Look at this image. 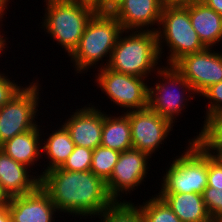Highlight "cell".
<instances>
[{"label": "cell", "mask_w": 222, "mask_h": 222, "mask_svg": "<svg viewBox=\"0 0 222 222\" xmlns=\"http://www.w3.org/2000/svg\"><path fill=\"white\" fill-rule=\"evenodd\" d=\"M131 126L132 146L152 157L167 139L174 124L160 116L149 107L141 110L128 111Z\"/></svg>", "instance_id": "10"}, {"label": "cell", "mask_w": 222, "mask_h": 222, "mask_svg": "<svg viewBox=\"0 0 222 222\" xmlns=\"http://www.w3.org/2000/svg\"><path fill=\"white\" fill-rule=\"evenodd\" d=\"M41 126L37 125L35 128L24 133L15 135L12 139L6 141L0 146L9 157L20 164L30 168L34 166L42 155L41 142L42 132ZM40 131V132H39ZM41 136V137H40ZM39 158V159H38Z\"/></svg>", "instance_id": "18"}, {"label": "cell", "mask_w": 222, "mask_h": 222, "mask_svg": "<svg viewBox=\"0 0 222 222\" xmlns=\"http://www.w3.org/2000/svg\"><path fill=\"white\" fill-rule=\"evenodd\" d=\"M207 186L222 189V163L208 152Z\"/></svg>", "instance_id": "30"}, {"label": "cell", "mask_w": 222, "mask_h": 222, "mask_svg": "<svg viewBox=\"0 0 222 222\" xmlns=\"http://www.w3.org/2000/svg\"><path fill=\"white\" fill-rule=\"evenodd\" d=\"M162 67H159L157 72L154 73H157L156 76L162 80H158V83L154 86L155 88L149 86L148 107L175 124L177 122L175 121L177 120L176 117L182 113L183 109L187 108L186 103L189 99L194 98L193 94L196 95V93L176 67L173 65H167L166 67L162 65ZM184 95L188 96L185 97Z\"/></svg>", "instance_id": "7"}, {"label": "cell", "mask_w": 222, "mask_h": 222, "mask_svg": "<svg viewBox=\"0 0 222 222\" xmlns=\"http://www.w3.org/2000/svg\"><path fill=\"white\" fill-rule=\"evenodd\" d=\"M214 158L222 163V140H197Z\"/></svg>", "instance_id": "31"}, {"label": "cell", "mask_w": 222, "mask_h": 222, "mask_svg": "<svg viewBox=\"0 0 222 222\" xmlns=\"http://www.w3.org/2000/svg\"><path fill=\"white\" fill-rule=\"evenodd\" d=\"M10 201V197L3 190L2 185L0 183V207L6 206Z\"/></svg>", "instance_id": "37"}, {"label": "cell", "mask_w": 222, "mask_h": 222, "mask_svg": "<svg viewBox=\"0 0 222 222\" xmlns=\"http://www.w3.org/2000/svg\"><path fill=\"white\" fill-rule=\"evenodd\" d=\"M74 4L85 6L95 13H102V0H68Z\"/></svg>", "instance_id": "32"}, {"label": "cell", "mask_w": 222, "mask_h": 222, "mask_svg": "<svg viewBox=\"0 0 222 222\" xmlns=\"http://www.w3.org/2000/svg\"><path fill=\"white\" fill-rule=\"evenodd\" d=\"M5 74L0 72V107L9 102L23 86L10 80Z\"/></svg>", "instance_id": "29"}, {"label": "cell", "mask_w": 222, "mask_h": 222, "mask_svg": "<svg viewBox=\"0 0 222 222\" xmlns=\"http://www.w3.org/2000/svg\"><path fill=\"white\" fill-rule=\"evenodd\" d=\"M202 2L222 16V0H203Z\"/></svg>", "instance_id": "35"}, {"label": "cell", "mask_w": 222, "mask_h": 222, "mask_svg": "<svg viewBox=\"0 0 222 222\" xmlns=\"http://www.w3.org/2000/svg\"><path fill=\"white\" fill-rule=\"evenodd\" d=\"M154 196L138 206L143 222H182L158 194Z\"/></svg>", "instance_id": "22"}, {"label": "cell", "mask_w": 222, "mask_h": 222, "mask_svg": "<svg viewBox=\"0 0 222 222\" xmlns=\"http://www.w3.org/2000/svg\"><path fill=\"white\" fill-rule=\"evenodd\" d=\"M12 216L8 205L0 207V222H11Z\"/></svg>", "instance_id": "36"}, {"label": "cell", "mask_w": 222, "mask_h": 222, "mask_svg": "<svg viewBox=\"0 0 222 222\" xmlns=\"http://www.w3.org/2000/svg\"><path fill=\"white\" fill-rule=\"evenodd\" d=\"M185 151L171 161L162 177L159 193L203 194L208 179V151L197 141L188 140Z\"/></svg>", "instance_id": "5"}, {"label": "cell", "mask_w": 222, "mask_h": 222, "mask_svg": "<svg viewBox=\"0 0 222 222\" xmlns=\"http://www.w3.org/2000/svg\"><path fill=\"white\" fill-rule=\"evenodd\" d=\"M120 153V151L106 148L101 145L97 146L93 150L90 171L106 182L112 175Z\"/></svg>", "instance_id": "24"}, {"label": "cell", "mask_w": 222, "mask_h": 222, "mask_svg": "<svg viewBox=\"0 0 222 222\" xmlns=\"http://www.w3.org/2000/svg\"><path fill=\"white\" fill-rule=\"evenodd\" d=\"M163 6V0H123L112 14L123 30L156 32L153 26H159Z\"/></svg>", "instance_id": "14"}, {"label": "cell", "mask_w": 222, "mask_h": 222, "mask_svg": "<svg viewBox=\"0 0 222 222\" xmlns=\"http://www.w3.org/2000/svg\"><path fill=\"white\" fill-rule=\"evenodd\" d=\"M23 87L16 95L0 107V146L15 135L35 128L38 116L39 89L37 82Z\"/></svg>", "instance_id": "8"}, {"label": "cell", "mask_w": 222, "mask_h": 222, "mask_svg": "<svg viewBox=\"0 0 222 222\" xmlns=\"http://www.w3.org/2000/svg\"><path fill=\"white\" fill-rule=\"evenodd\" d=\"M123 0H102V13H113Z\"/></svg>", "instance_id": "33"}, {"label": "cell", "mask_w": 222, "mask_h": 222, "mask_svg": "<svg viewBox=\"0 0 222 222\" xmlns=\"http://www.w3.org/2000/svg\"><path fill=\"white\" fill-rule=\"evenodd\" d=\"M162 26V28H161ZM159 29L156 30L160 58L164 45L168 48L167 65H174L183 56L200 52L207 48L200 40L191 24L188 6L165 5L161 11ZM162 29V30H161ZM163 39V40H162Z\"/></svg>", "instance_id": "4"}, {"label": "cell", "mask_w": 222, "mask_h": 222, "mask_svg": "<svg viewBox=\"0 0 222 222\" xmlns=\"http://www.w3.org/2000/svg\"><path fill=\"white\" fill-rule=\"evenodd\" d=\"M191 24L201 42L207 48H214L222 41V16L204 2L189 5Z\"/></svg>", "instance_id": "17"}, {"label": "cell", "mask_w": 222, "mask_h": 222, "mask_svg": "<svg viewBox=\"0 0 222 222\" xmlns=\"http://www.w3.org/2000/svg\"><path fill=\"white\" fill-rule=\"evenodd\" d=\"M211 49L185 55L173 65L197 95L222 81V53Z\"/></svg>", "instance_id": "11"}, {"label": "cell", "mask_w": 222, "mask_h": 222, "mask_svg": "<svg viewBox=\"0 0 222 222\" xmlns=\"http://www.w3.org/2000/svg\"><path fill=\"white\" fill-rule=\"evenodd\" d=\"M202 197L212 221L217 222L222 218V189L207 186Z\"/></svg>", "instance_id": "26"}, {"label": "cell", "mask_w": 222, "mask_h": 222, "mask_svg": "<svg viewBox=\"0 0 222 222\" xmlns=\"http://www.w3.org/2000/svg\"><path fill=\"white\" fill-rule=\"evenodd\" d=\"M98 218L101 219L100 222H143L138 204L135 206L130 200L124 199L120 202H114L102 211Z\"/></svg>", "instance_id": "23"}, {"label": "cell", "mask_w": 222, "mask_h": 222, "mask_svg": "<svg viewBox=\"0 0 222 222\" xmlns=\"http://www.w3.org/2000/svg\"><path fill=\"white\" fill-rule=\"evenodd\" d=\"M31 172L0 149V183L9 197L31 193L40 186V178Z\"/></svg>", "instance_id": "16"}, {"label": "cell", "mask_w": 222, "mask_h": 222, "mask_svg": "<svg viewBox=\"0 0 222 222\" xmlns=\"http://www.w3.org/2000/svg\"><path fill=\"white\" fill-rule=\"evenodd\" d=\"M192 140H222V112L211 116Z\"/></svg>", "instance_id": "28"}, {"label": "cell", "mask_w": 222, "mask_h": 222, "mask_svg": "<svg viewBox=\"0 0 222 222\" xmlns=\"http://www.w3.org/2000/svg\"><path fill=\"white\" fill-rule=\"evenodd\" d=\"M203 0H163L165 5L169 6H188L191 4L202 2Z\"/></svg>", "instance_id": "34"}, {"label": "cell", "mask_w": 222, "mask_h": 222, "mask_svg": "<svg viewBox=\"0 0 222 222\" xmlns=\"http://www.w3.org/2000/svg\"><path fill=\"white\" fill-rule=\"evenodd\" d=\"M92 103L87 107L76 109L70 118L63 123L69 131L72 141L76 146L94 150L101 145L102 129L105 112H101Z\"/></svg>", "instance_id": "13"}, {"label": "cell", "mask_w": 222, "mask_h": 222, "mask_svg": "<svg viewBox=\"0 0 222 222\" xmlns=\"http://www.w3.org/2000/svg\"><path fill=\"white\" fill-rule=\"evenodd\" d=\"M95 82L98 88L124 110H141L148 107L149 86L147 79L115 72L106 66L98 68ZM146 81V83H145Z\"/></svg>", "instance_id": "9"}, {"label": "cell", "mask_w": 222, "mask_h": 222, "mask_svg": "<svg viewBox=\"0 0 222 222\" xmlns=\"http://www.w3.org/2000/svg\"><path fill=\"white\" fill-rule=\"evenodd\" d=\"M92 155V149L75 145L73 152L69 155L61 169L80 172L89 171L91 167Z\"/></svg>", "instance_id": "25"}, {"label": "cell", "mask_w": 222, "mask_h": 222, "mask_svg": "<svg viewBox=\"0 0 222 222\" xmlns=\"http://www.w3.org/2000/svg\"><path fill=\"white\" fill-rule=\"evenodd\" d=\"M129 32L130 34H128ZM124 33L125 36H123ZM104 61H106L105 65L100 63L99 68L106 66L115 72L147 79L153 71L155 72L161 67L158 64L160 55L156 32L123 30L111 52L110 59Z\"/></svg>", "instance_id": "2"}, {"label": "cell", "mask_w": 222, "mask_h": 222, "mask_svg": "<svg viewBox=\"0 0 222 222\" xmlns=\"http://www.w3.org/2000/svg\"><path fill=\"white\" fill-rule=\"evenodd\" d=\"M149 158L151 157L148 154L135 148L120 153L112 175L106 181L108 194L114 202H120L124 192L128 194L138 189V186L145 181L149 171L147 170Z\"/></svg>", "instance_id": "12"}, {"label": "cell", "mask_w": 222, "mask_h": 222, "mask_svg": "<svg viewBox=\"0 0 222 222\" xmlns=\"http://www.w3.org/2000/svg\"><path fill=\"white\" fill-rule=\"evenodd\" d=\"M208 99L209 103L206 105V116L204 119L205 123L211 116L215 115L218 112H222V81L217 84H213L208 87L201 95Z\"/></svg>", "instance_id": "27"}, {"label": "cell", "mask_w": 222, "mask_h": 222, "mask_svg": "<svg viewBox=\"0 0 222 222\" xmlns=\"http://www.w3.org/2000/svg\"><path fill=\"white\" fill-rule=\"evenodd\" d=\"M14 222H55L58 209L39 186L35 191L10 197L7 204Z\"/></svg>", "instance_id": "15"}, {"label": "cell", "mask_w": 222, "mask_h": 222, "mask_svg": "<svg viewBox=\"0 0 222 222\" xmlns=\"http://www.w3.org/2000/svg\"><path fill=\"white\" fill-rule=\"evenodd\" d=\"M109 115L105 112L101 146L120 152L133 148L128 112L118 117Z\"/></svg>", "instance_id": "21"}, {"label": "cell", "mask_w": 222, "mask_h": 222, "mask_svg": "<svg viewBox=\"0 0 222 222\" xmlns=\"http://www.w3.org/2000/svg\"><path fill=\"white\" fill-rule=\"evenodd\" d=\"M182 222H213L198 193H158Z\"/></svg>", "instance_id": "19"}, {"label": "cell", "mask_w": 222, "mask_h": 222, "mask_svg": "<svg viewBox=\"0 0 222 222\" xmlns=\"http://www.w3.org/2000/svg\"><path fill=\"white\" fill-rule=\"evenodd\" d=\"M1 21H3V20L0 19V22H1ZM0 26L2 27L3 24L0 23ZM1 32H2V31H0V55L3 53L2 51H4V50L6 49L5 47H6V45H7V43H6V42H7V41H6V40H7V39H6L7 37H4L3 33L1 34ZM4 38H5V39H4Z\"/></svg>", "instance_id": "38"}, {"label": "cell", "mask_w": 222, "mask_h": 222, "mask_svg": "<svg viewBox=\"0 0 222 222\" xmlns=\"http://www.w3.org/2000/svg\"><path fill=\"white\" fill-rule=\"evenodd\" d=\"M41 188L49 195L59 213L72 217L97 216L114 200L108 194L106 182L92 171L49 170L40 178Z\"/></svg>", "instance_id": "1"}, {"label": "cell", "mask_w": 222, "mask_h": 222, "mask_svg": "<svg viewBox=\"0 0 222 222\" xmlns=\"http://www.w3.org/2000/svg\"><path fill=\"white\" fill-rule=\"evenodd\" d=\"M45 14L42 29L51 35L57 44L65 49L68 56L77 48L84 30L95 14L85 6L68 0H44Z\"/></svg>", "instance_id": "6"}, {"label": "cell", "mask_w": 222, "mask_h": 222, "mask_svg": "<svg viewBox=\"0 0 222 222\" xmlns=\"http://www.w3.org/2000/svg\"><path fill=\"white\" fill-rule=\"evenodd\" d=\"M122 31L120 22L112 13H95L77 48L69 56L75 71L79 74L87 73L89 68H96L100 60L102 63L104 57L110 59Z\"/></svg>", "instance_id": "3"}, {"label": "cell", "mask_w": 222, "mask_h": 222, "mask_svg": "<svg viewBox=\"0 0 222 222\" xmlns=\"http://www.w3.org/2000/svg\"><path fill=\"white\" fill-rule=\"evenodd\" d=\"M10 0H0V19H3V15L6 14L5 9H7Z\"/></svg>", "instance_id": "39"}, {"label": "cell", "mask_w": 222, "mask_h": 222, "mask_svg": "<svg viewBox=\"0 0 222 222\" xmlns=\"http://www.w3.org/2000/svg\"><path fill=\"white\" fill-rule=\"evenodd\" d=\"M58 128L54 130L55 132L52 131L45 140L41 139L44 141L41 143L42 154L46 155L45 157L49 162L46 165V169L38 175L39 178L49 170L61 168L74 150L75 144L71 139L69 131L63 124Z\"/></svg>", "instance_id": "20"}]
</instances>
